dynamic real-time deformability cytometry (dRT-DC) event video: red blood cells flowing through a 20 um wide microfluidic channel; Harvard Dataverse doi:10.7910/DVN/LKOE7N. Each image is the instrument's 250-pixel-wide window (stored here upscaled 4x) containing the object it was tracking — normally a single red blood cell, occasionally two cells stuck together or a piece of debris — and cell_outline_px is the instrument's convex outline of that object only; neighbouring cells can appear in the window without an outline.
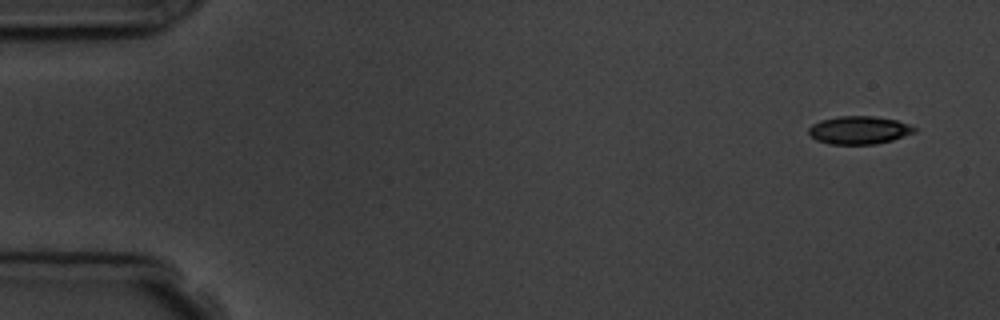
{"species": "common noctule bat (a hibernating species)", "species_latin": "Nyctalus noctula", "temperature_condition": "room temperature", "stored_images_in_passage": 7, "camera_frame_rate_fps": 3000, "um_per_image_px": 0.085, "animal": {"sex": "male", "body_mass_g": 19.5, "forearm_length_mm": 54.6}, "frame": {"image": 1, "passage_image": 1, "time_ms": 0.0, "image_size_px": [1000, 320], "cell_outline_px": [[916, 132], [892, 140], [876, 144], [828, 144], [816, 140], [808, 132], [808, 128], [812, 124], [820, 120], [840, 116], [876, 116], [896, 120], [908, 124], [916, 128]], "centroid_in_image_um": [73.01, 11.06], "position_along_channel_um": 12.0, "area_um2": 17.28}}